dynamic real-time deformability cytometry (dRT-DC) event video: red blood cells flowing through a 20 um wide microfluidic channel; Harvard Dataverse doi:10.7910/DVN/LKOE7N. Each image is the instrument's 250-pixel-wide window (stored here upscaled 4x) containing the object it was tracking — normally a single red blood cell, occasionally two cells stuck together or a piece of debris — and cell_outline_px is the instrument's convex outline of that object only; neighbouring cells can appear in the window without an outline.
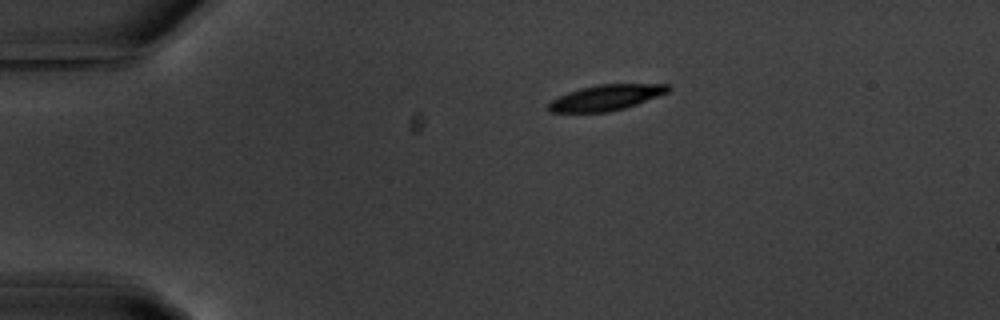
{"species": "common noctule bat (a hibernating species)", "species_latin": "Nyctalus noctula", "temperature_condition": "warm", "stored_images_in_passage": 1, "camera_frame_rate_fps": 3000, "um_per_image_px": 0.085, "animal": {"sex": "male", "body_mass_g": 20.1, "forearm_length_mm": 53.5}, "frame": {"image": 1, "passage_image": 1, "time_ms": 0.0, "image_size_px": [1000, 320], "cell_outline_px": [[672, 88], [668, 92], [636, 104], [624, 108], [608, 112], [548, 112], [548, 104], [552, 100], [568, 92], [580, 88], [596, 84], [668, 84]], "centroid_in_image_um": [51.51, 8.29], "position_along_channel_um": 33.5, "area_um2": 17.74}}